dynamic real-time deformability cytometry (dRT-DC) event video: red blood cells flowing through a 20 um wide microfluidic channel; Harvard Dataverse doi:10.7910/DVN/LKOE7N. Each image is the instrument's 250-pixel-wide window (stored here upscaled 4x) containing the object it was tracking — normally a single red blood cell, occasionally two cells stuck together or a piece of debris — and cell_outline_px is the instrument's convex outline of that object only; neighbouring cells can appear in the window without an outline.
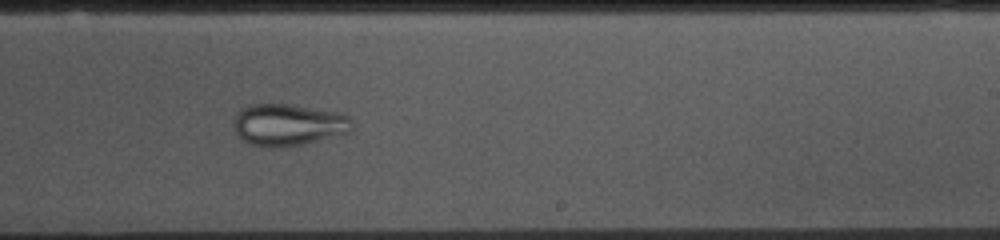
{"species": "common noctule bat (a hibernating species)", "species_latin": "Nyctalus noctula", "temperature_condition": "cold", "stored_images_in_passage": 52, "camera_frame_rate_fps": 3000, "um_per_image_px": 0.085, "animal": {"sex": "female", "body_mass_g": 10.0, "forearm_length_mm": 53.1}, "frame": {"image": 1, "passage_image": 30, "time_ms": 9.667, "image_size_px": [1000, 240], "cell_outline_px": [[352, 132], [300, 144], [272, 148], [248, 144], [236, 132], [236, 116], [240, 108], [248, 104], [288, 104], [340, 112], [348, 116], [352, 120]], "centroid_in_image_um": [24.53, 10.59], "position_along_channel_um": 264.5, "area_um2": 28.67}}